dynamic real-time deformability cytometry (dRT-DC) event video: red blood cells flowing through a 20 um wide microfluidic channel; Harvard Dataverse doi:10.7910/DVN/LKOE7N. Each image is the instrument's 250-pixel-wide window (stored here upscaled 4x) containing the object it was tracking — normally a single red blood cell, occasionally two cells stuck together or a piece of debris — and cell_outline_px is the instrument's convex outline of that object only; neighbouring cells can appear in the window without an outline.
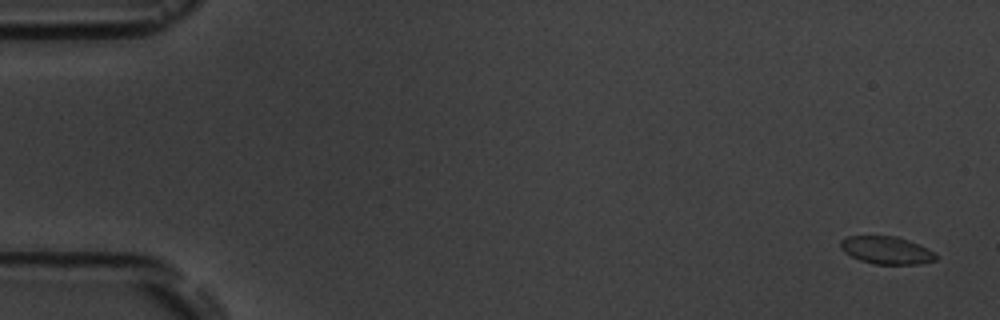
{"species": "common noctule bat (a hibernating species)", "species_latin": "Nyctalus noctula", "temperature_condition": "room temperature", "stored_images_in_passage": 5, "camera_frame_rate_fps": 3000, "um_per_image_px": 0.085, "animal": {"sex": "male", "body_mass_g": 19.5, "forearm_length_mm": 54.6}, "frame": {"image": 1, "passage_image": 1, "time_ms": 0.0, "image_size_px": [1000, 320], "cell_outline_px": [[936, 260], [920, 264], [876, 264], [860, 260], [844, 252], [840, 248], [840, 240], [848, 236], [896, 236], [920, 244], [932, 252], [936, 256]], "centroid_in_image_um": [75.33, 21.26], "position_along_channel_um": 9.7, "area_um2": 15.26}}
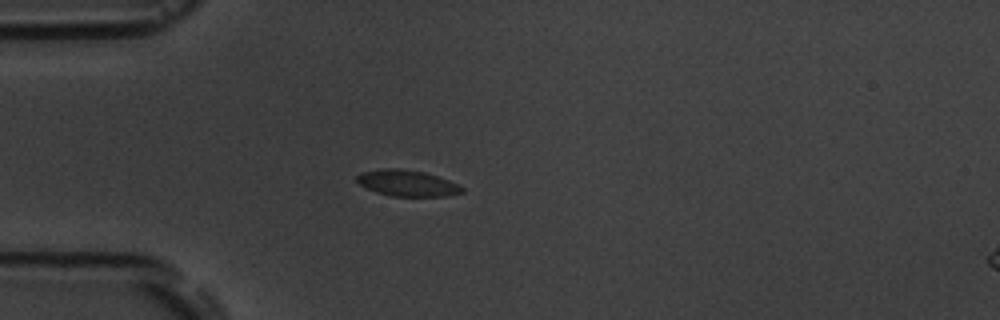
{"frame": {"image": 2, "passage_image": 5, "time_ms": 4.667, "image_size_px": [1000, 320], "cell_outline_px": [[464, 192], [448, 196], [392, 196], [376, 192], [360, 184], [356, 180], [356, 176], [360, 172], [384, 168], [400, 168], [424, 172], [460, 184], [464, 188]], "centroid_in_image_um": [34.63, 15.56], "position_along_channel_um": 50.4, "area_um2": 16.07}}